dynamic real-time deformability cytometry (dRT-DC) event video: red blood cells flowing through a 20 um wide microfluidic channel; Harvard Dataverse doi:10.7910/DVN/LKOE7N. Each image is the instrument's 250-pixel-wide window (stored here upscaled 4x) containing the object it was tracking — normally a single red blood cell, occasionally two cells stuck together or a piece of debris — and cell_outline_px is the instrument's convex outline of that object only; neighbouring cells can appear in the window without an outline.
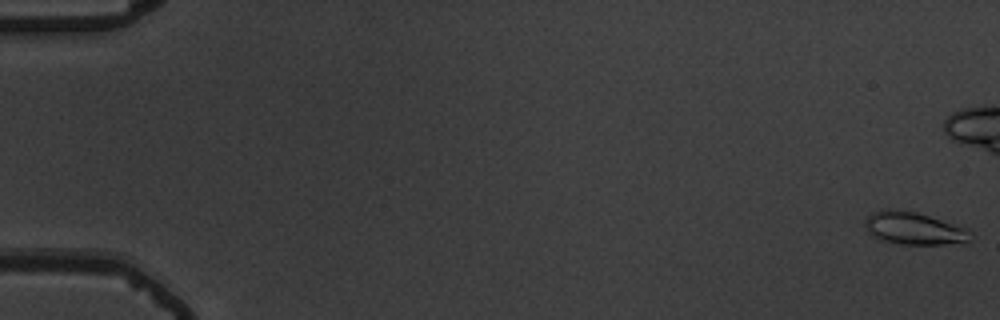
{"species": "common noctule bat (a hibernating species)", "species_latin": "Nyctalus noctula", "temperature_condition": "warm", "stored_images_in_passage": 47, "camera_frame_rate_fps": 3000, "um_per_image_px": 0.085, "animal": {"sex": "male", "body_mass_g": 19.5, "forearm_length_mm": 54.6}, "frame": {"image": 1, "passage_image": 1, "time_ms": 0.0, "image_size_px": [1000, 320], "cell_outline_px": [[972, 232], [968, 240], [964, 244], [900, 244], [880, 240], [872, 236], [868, 232], [864, 224], [864, 220], [872, 212], [888, 208], [916, 212], [968, 228]], "centroid_in_image_um": [77.68, 19.42], "position_along_channel_um": 7.3, "area_um2": 20.17}}
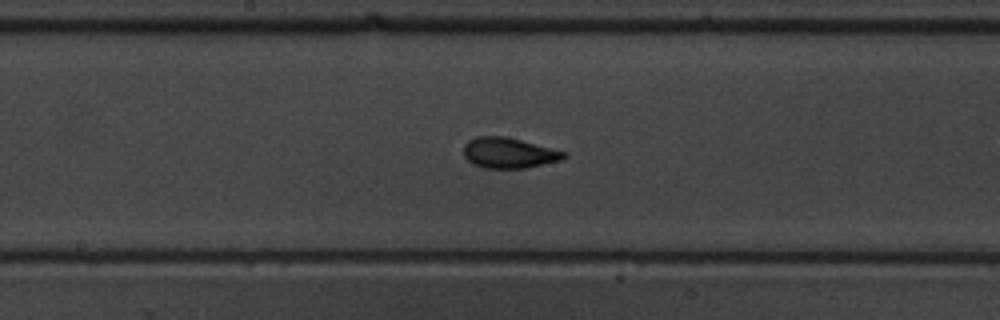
{"frame": {"image": 2, "passage_image": 31, "time_ms": 10.0, "image_size_px": [1000, 320], "cell_outline_px": [[568, 156], [560, 160], [524, 168], [484, 168], [472, 164], [464, 156], [464, 144], [468, 140], [476, 136], [504, 136], [568, 152]], "centroid_in_image_um": [43.23, 12.99], "position_along_channel_um": 205.0, "area_um2": 17.8}}
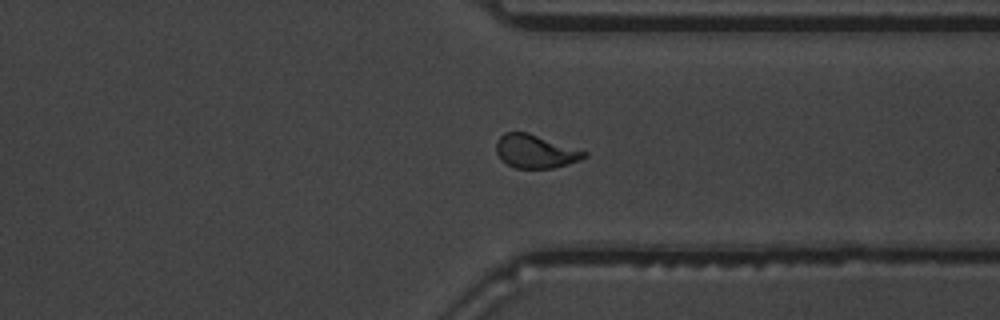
{"frame": {"image": 3, "passage_image": 44, "time_ms": 14.333, "image_size_px": [1000, 320], "cell_outline_px": [[588, 156], [580, 160], [568, 164], [552, 168], [516, 168], [500, 160], [496, 152], [496, 140], [504, 132], [528, 132], [588, 152]], "centroid_in_image_um": [45.49, 12.86], "position_along_channel_um": 365.9, "area_um2": 17.22}}